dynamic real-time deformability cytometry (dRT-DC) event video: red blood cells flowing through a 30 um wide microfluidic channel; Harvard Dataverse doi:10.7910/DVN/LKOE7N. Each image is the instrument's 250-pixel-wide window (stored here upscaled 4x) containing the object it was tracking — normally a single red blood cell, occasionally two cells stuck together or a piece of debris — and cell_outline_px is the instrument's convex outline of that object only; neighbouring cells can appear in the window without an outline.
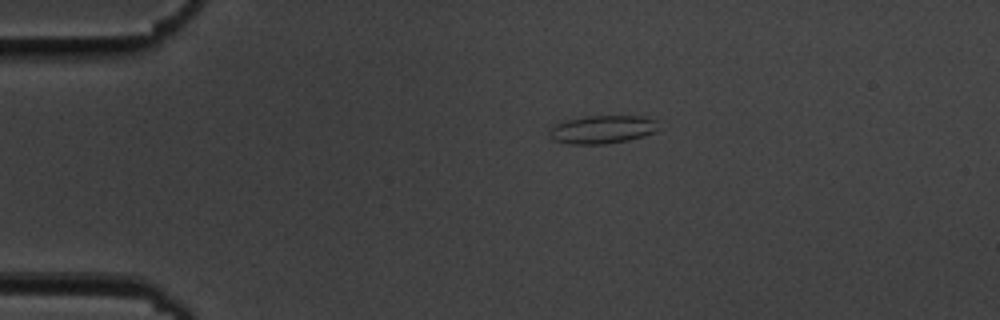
{"species": "common noctule bat (a hibernating species)", "species_latin": "Nyctalus noctula", "temperature_condition": "cold", "stored_images_in_passage": 45, "camera_frame_rate_fps": 3000, "um_per_image_px": 0.085, "animal": {"sex": "male", "body_mass_g": 19.5, "forearm_length_mm": 54.6}, "frame": {"image": 1, "passage_image": 1, "time_ms": 0.0, "image_size_px": [1000, 320], "cell_outline_px": [[656, 132], [644, 136], [628, 140], [604, 144], [568, 144], [552, 140], [548, 136], [548, 128], [564, 120], [588, 116], [640, 116], [656, 120]], "centroid_in_image_um": [51.12, 11.01], "position_along_channel_um": 33.9, "area_um2": 18.03}}
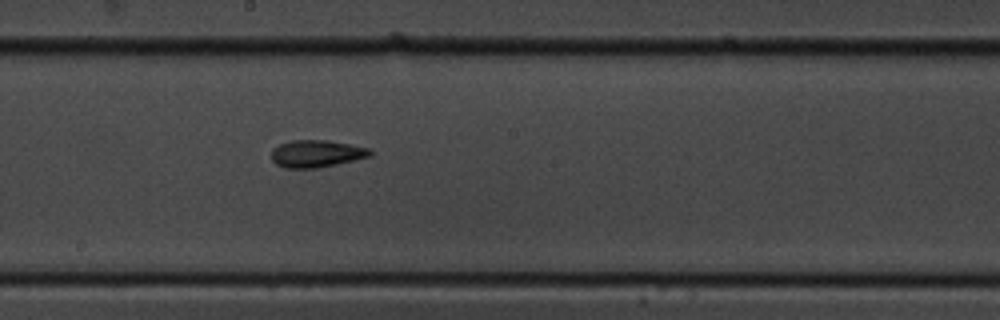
{"frame": {"image": 2, "passage_image": 20, "time_ms": 6.333, "image_size_px": [1000, 320], "cell_outline_px": [[372, 156], [336, 164], [316, 168], [284, 168], [276, 164], [272, 160], [272, 148], [280, 144], [292, 140], [324, 140], [348, 144], [368, 148], [372, 152]], "centroid_in_image_um": [26.87, 13.06], "position_along_channel_um": 221.3, "area_um2": 15.55}}
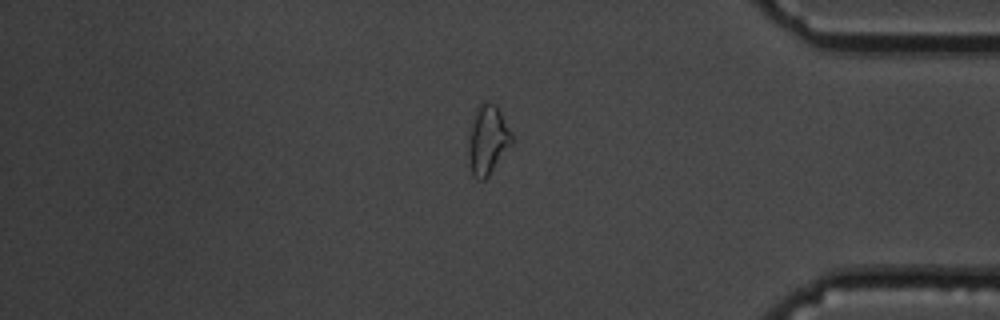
{"frame": {"image": 3, "passage_image": 36, "time_ms": 11.667, "image_size_px": [1000, 320], "cell_outline_px": [[512, 144], [488, 176], [484, 180], [480, 180], [472, 172], [468, 156], [468, 136], [476, 108], [480, 100], [484, 100], [496, 104], [512, 132]], "centroid_in_image_um": [41.45, 11.83], "position_along_channel_um": 393.7, "area_um2": 17.57}, "authors_computed_cell_mechanics": {"area_um2": 15.7216, "velocity_mm_per_s": 3.663, "shape_relaxation_time_tau1_ms": 5.9542, "shape_relaxation_time_tau2_ms": 4.1661, "deformation_change_tau1": 0.1111, "deformation_change_tau2": 0.1253}}